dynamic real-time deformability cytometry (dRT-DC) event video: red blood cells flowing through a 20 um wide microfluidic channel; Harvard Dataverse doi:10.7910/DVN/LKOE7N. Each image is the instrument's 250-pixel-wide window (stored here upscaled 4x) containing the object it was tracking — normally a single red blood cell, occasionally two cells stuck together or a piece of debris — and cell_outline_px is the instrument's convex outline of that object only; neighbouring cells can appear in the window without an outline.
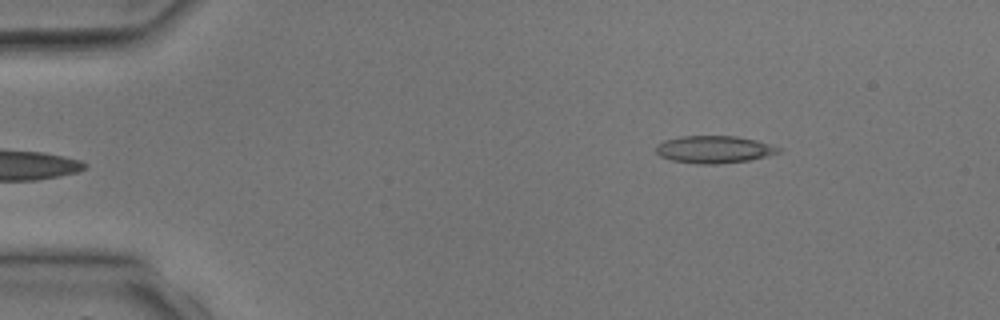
{"species": "common noctule bat (a hibernating species)", "species_latin": "Nyctalus noctula", "temperature_condition": "room temperature", "stored_images_in_passage": 3, "segment_of_instrument_passage": [2, 2], "camera_frame_rate_fps": 3000, "um_per_image_px": 0.085, "animal": {"sex": "male", "body_mass_g": 17.9, "forearm_length_mm": 54.2}, "frame": {"image": 1, "passage_image": 3, "time_ms": 2.333, "image_size_px": [1000, 320], "cell_outline_px": [[784, 148], [780, 152], [748, 160], [716, 164], [700, 164], [672, 160], [660, 156], [656, 152], [656, 144], [664, 140], [680, 136], [736, 136], [756, 140], [772, 144]], "centroid_in_image_um": [60.7, 12.69], "position_along_channel_um": 24.3, "area_um2": 19.54}}